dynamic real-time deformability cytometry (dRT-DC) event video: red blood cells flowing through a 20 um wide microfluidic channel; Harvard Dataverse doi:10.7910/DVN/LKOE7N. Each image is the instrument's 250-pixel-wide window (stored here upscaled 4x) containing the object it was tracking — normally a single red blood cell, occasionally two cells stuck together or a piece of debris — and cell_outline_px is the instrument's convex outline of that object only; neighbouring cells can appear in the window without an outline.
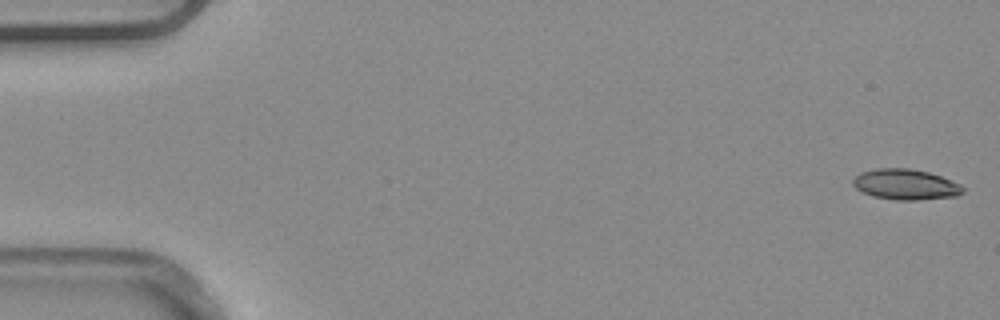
{"species": "common noctule bat (a hibernating species)", "species_latin": "Nyctalus noctula", "temperature_condition": "warm", "stored_images_in_passage": 5, "camera_frame_rate_fps": 3000, "um_per_image_px": 0.085, "animal": {"sex": "male", "body_mass_g": 20.4}, "frame": {"image": 1, "passage_image": 1, "time_ms": 0.0, "image_size_px": [1000, 320], "cell_outline_px": [[964, 192], [956, 196], [920, 200], [896, 200], [872, 196], [860, 192], [852, 184], [852, 180], [860, 172], [876, 168], [908, 168], [928, 172], [940, 176], [960, 184], [964, 188]], "centroid_in_image_um": [76.94, 15.68], "position_along_channel_um": 8.1, "area_um2": 19.71}}
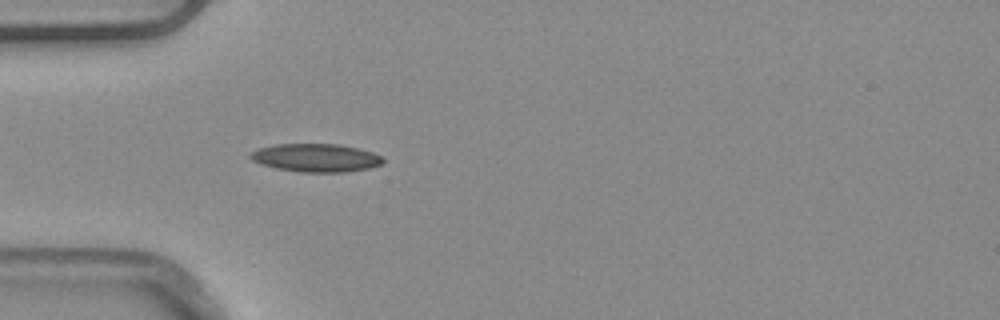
{"frame": {"image": 2, "passage_image": 5, "time_ms": 1.333, "image_size_px": [1000, 320], "cell_outline_px": [[384, 160], [380, 164], [368, 168], [348, 172], [300, 172], [276, 168], [260, 164], [252, 160], [248, 156], [252, 152], [260, 148], [276, 144], [340, 144], [372, 152], [380, 156]], "centroid_in_image_um": [26.83, 13.41], "position_along_channel_um": 58.2, "area_um2": 21.62}}